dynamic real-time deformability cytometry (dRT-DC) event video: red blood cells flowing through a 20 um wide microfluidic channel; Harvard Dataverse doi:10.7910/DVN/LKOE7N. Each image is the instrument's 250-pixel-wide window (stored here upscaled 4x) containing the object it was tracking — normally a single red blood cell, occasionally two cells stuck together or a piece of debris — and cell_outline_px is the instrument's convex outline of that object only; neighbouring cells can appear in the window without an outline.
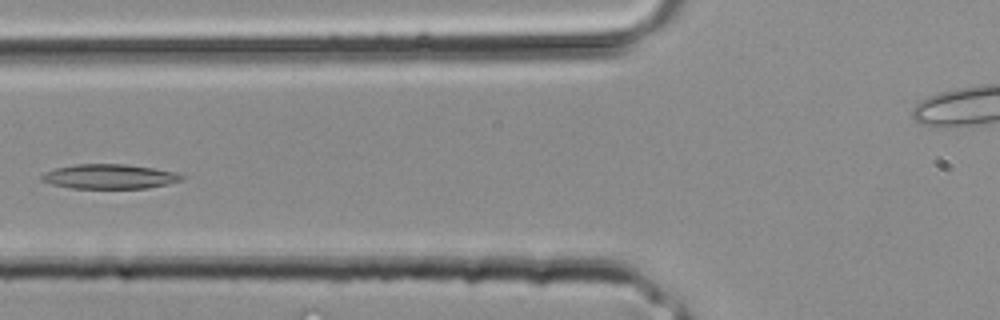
{"species": "common noctule bat (a hibernating species)", "species_latin": "Nyctalus noctula", "temperature_condition": "room temperature", "stored_images_in_passage": 32, "camera_frame_rate_fps": 3000, "um_per_image_px": 0.085, "animal": {"sex": "male", "body_mass_g": 20.4}, "frame": {"image": 1, "passage_image": 11, "time_ms": 3.333, "image_size_px": [1000, 320], "cell_outline_px": [[184, 176], [180, 180], [168, 184], [148, 188], [72, 188], [52, 184], [40, 180], [40, 176], [44, 172], [56, 168], [76, 164], [124, 164], [152, 168], [176, 172]], "centroid_in_image_um": [9.28, 15.0], "position_along_channel_um": 116.5, "area_um2": 19.94}}
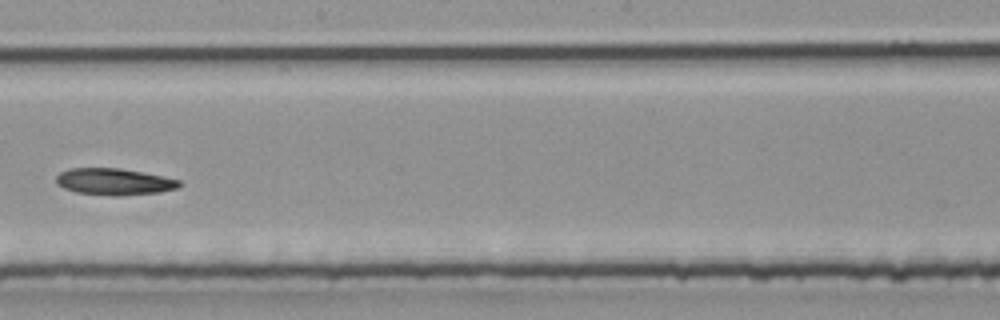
{"frame": {"image": 2, "passage_image": 17, "time_ms": 5.333, "image_size_px": [1000, 320], "cell_outline_px": [[184, 184], [176, 188], [160, 192], [120, 196], [112, 196], [76, 192], [64, 188], [56, 184], [56, 176], [60, 172], [72, 168], [120, 168], [180, 180]], "centroid_in_image_um": [9.69, 15.45], "position_along_channel_um": 238.5, "area_um2": 19.07}}
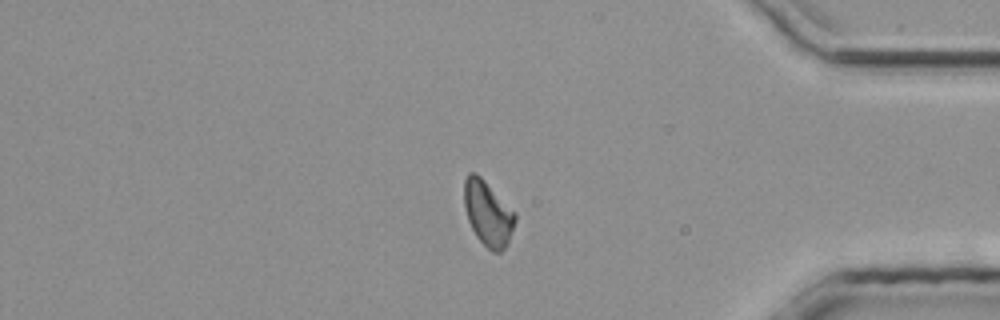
{"frame": {"image": 3, "passage_image": 26, "time_ms": 8.333, "image_size_px": [1000, 320], "cell_outline_px": [[516, 220], [508, 244], [500, 252], [492, 252], [476, 236], [468, 220], [464, 204], [464, 180], [468, 172], [476, 172], [516, 212]], "centroid_in_image_um": [41.48, 18.12], "position_along_channel_um": 393.7, "area_um2": 19.31}}